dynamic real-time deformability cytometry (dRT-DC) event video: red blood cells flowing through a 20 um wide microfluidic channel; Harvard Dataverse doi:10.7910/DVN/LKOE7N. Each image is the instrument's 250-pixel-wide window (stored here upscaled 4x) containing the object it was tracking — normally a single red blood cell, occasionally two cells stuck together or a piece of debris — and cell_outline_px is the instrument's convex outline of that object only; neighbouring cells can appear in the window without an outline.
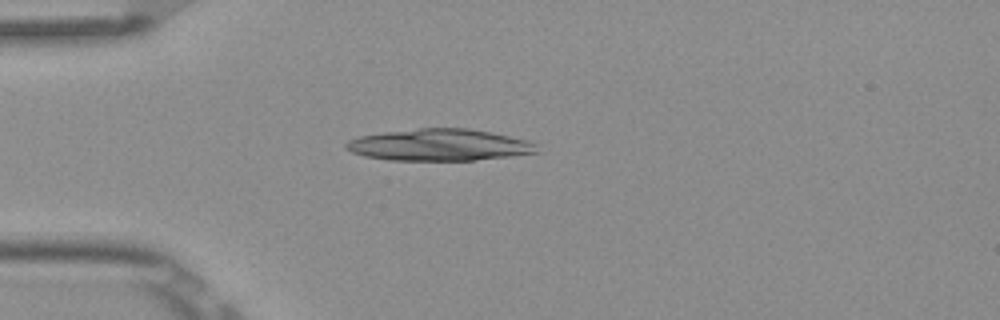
{"species": "Egyptian fruit bat (a non-hibernating species)", "species_latin": "Rousettus aegyptiacus", "temperature_condition": "room temperature", "stored_images_in_passage": 2, "camera_frame_rate_fps": 3000, "um_per_image_px": 0.085, "frame": {"image": 1, "passage_image": 1, "time_ms": 0.0, "image_size_px": [1000, 320], "cell_outline_px": [[540, 152], [512, 156], [476, 160], [388, 160], [364, 156], [352, 152], [344, 148], [344, 144], [348, 140], [360, 136], [384, 132], [420, 128], [468, 128], [492, 132], [528, 140], [536, 144]], "centroid_in_image_um": [37.36, 12.32], "position_along_channel_um": 47.6, "area_um2": 35.49}}